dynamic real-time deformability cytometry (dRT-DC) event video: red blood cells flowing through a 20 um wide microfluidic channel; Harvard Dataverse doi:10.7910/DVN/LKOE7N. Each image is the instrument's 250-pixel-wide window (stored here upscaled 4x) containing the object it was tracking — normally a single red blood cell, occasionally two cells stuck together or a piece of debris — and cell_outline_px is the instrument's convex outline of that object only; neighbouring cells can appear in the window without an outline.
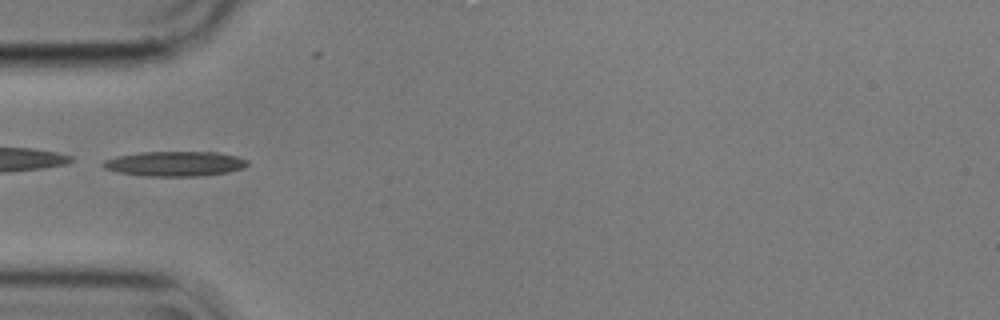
{"species": "common noctule bat (a hibernating species)", "species_latin": "Nyctalus noctula", "temperature_condition": "cold", "stored_images_in_passage": 7, "camera_frame_rate_fps": 3000, "um_per_image_px": 0.085, "animal": {"sex": "male", "body_mass_g": 17.9}, "frame": {"image": 1, "passage_image": 4, "time_ms": 1.0, "image_size_px": [1000, 320], "cell_outline_px": [[248, 164], [244, 168], [228, 172], [200, 176], [144, 176], [120, 172], [104, 168], [100, 164], [104, 160], [116, 156], [140, 152], [216, 152], [236, 156], [248, 160]], "centroid_in_image_um": [14.86, 13.91], "position_along_channel_um": 70.1, "area_um2": 20.98}}
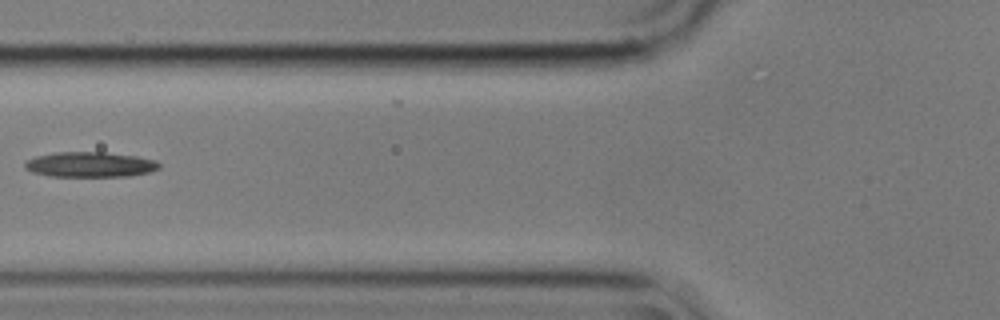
{"frame": {"image": 2, "passage_image": 5, "time_ms": 1.333, "image_size_px": [1000, 320], "cell_outline_px": [[160, 168], [152, 172], [128, 176], [52, 176], [32, 172], [24, 168], [24, 164], [28, 160], [36, 156], [56, 152], [104, 152], [136, 156], [156, 160], [160, 164]], "centroid_in_image_um": [7.69, 13.98], "position_along_channel_um": 118.1, "area_um2": 19.71}}
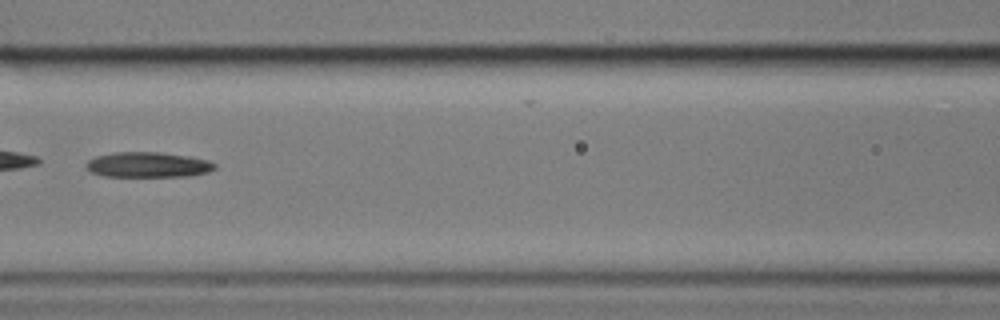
{"frame": {"image": 3, "passage_image": 6, "time_ms": 1.667, "image_size_px": [1000, 320], "cell_outline_px": [[216, 168], [208, 172], [188, 176], [104, 176], [92, 172], [84, 164], [88, 160], [96, 156], [112, 152], [160, 152], [192, 156], [208, 160], [216, 164]], "centroid_in_image_um": [12.6, 13.99], "position_along_channel_um": 154.0, "area_um2": 19.02}}